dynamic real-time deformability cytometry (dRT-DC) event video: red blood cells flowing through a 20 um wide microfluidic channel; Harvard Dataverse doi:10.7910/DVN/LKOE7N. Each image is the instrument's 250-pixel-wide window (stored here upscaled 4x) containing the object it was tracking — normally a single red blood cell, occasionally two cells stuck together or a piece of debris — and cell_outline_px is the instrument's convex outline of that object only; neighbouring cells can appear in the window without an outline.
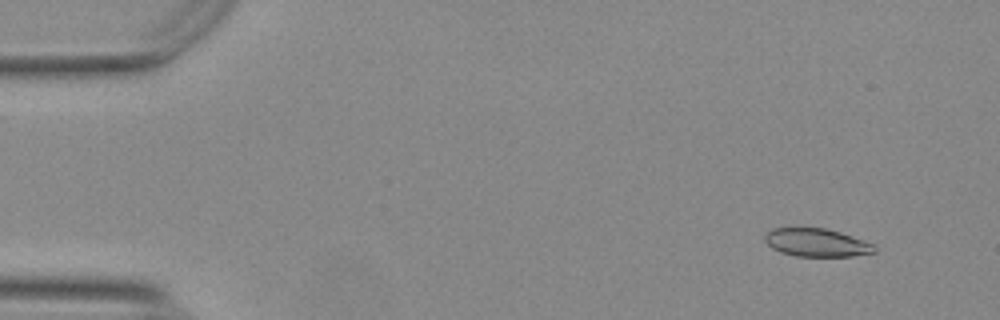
{"species": "Egyptian fruit bat (a non-hibernating species)", "species_latin": "Rousettus aegyptiacus", "temperature_condition": "warm", "stored_images_in_passage": 55, "camera_frame_rate_fps": 3000, "um_per_image_px": 0.085, "animal": {"sex": "female"}, "frame": {"image": 1, "passage_image": 5, "time_ms": 1.333, "image_size_px": [1000, 320], "cell_outline_px": [[876, 252], [852, 256], [796, 256], [780, 252], [772, 248], [764, 240], [764, 236], [772, 228], [824, 228], [840, 232], [872, 244], [876, 248]], "centroid_in_image_um": [69.38, 20.62], "position_along_channel_um": 15.6, "area_um2": 17.74}}
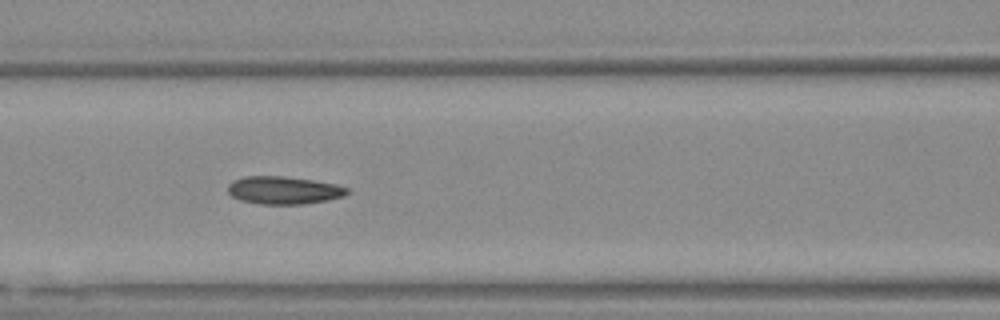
{"frame": {"image": 2, "passage_image": 24, "time_ms": 7.667, "image_size_px": [1000, 320], "cell_outline_px": [[348, 192], [344, 196], [328, 200], [304, 204], [260, 204], [240, 200], [232, 196], [228, 192], [228, 184], [232, 180], [244, 176], [284, 176], [312, 180], [336, 184], [348, 188]], "centroid_in_image_um": [24.1, 16.17], "position_along_channel_um": 142.5, "area_um2": 19.36}}
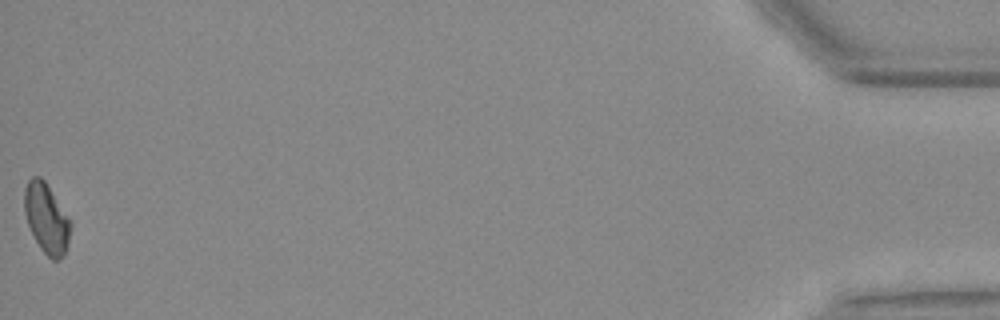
{"frame": {"image": 3, "passage_image": 55, "time_ms": 18.0, "image_size_px": [1000, 320], "cell_outline_px": [[72, 224], [68, 244], [64, 256], [60, 260], [52, 260], [40, 248], [28, 224], [24, 212], [24, 188], [28, 180], [32, 176], [40, 176], [44, 180]], "centroid_in_image_um": [3.94, 18.58], "position_along_channel_um": 431.3, "area_um2": 18.61}, "authors_computed_cell_mechanics": {"area_um2": 18.785, "velocity_mm_per_s": 3.7591, "shape_relaxation_time_tau1_ms": 4.8164, "shape_relaxation_time_tau2_ms": 2.8026, "deformation_change_tau1": 0.1478, "deformation_change_tau2": 0.0993}}